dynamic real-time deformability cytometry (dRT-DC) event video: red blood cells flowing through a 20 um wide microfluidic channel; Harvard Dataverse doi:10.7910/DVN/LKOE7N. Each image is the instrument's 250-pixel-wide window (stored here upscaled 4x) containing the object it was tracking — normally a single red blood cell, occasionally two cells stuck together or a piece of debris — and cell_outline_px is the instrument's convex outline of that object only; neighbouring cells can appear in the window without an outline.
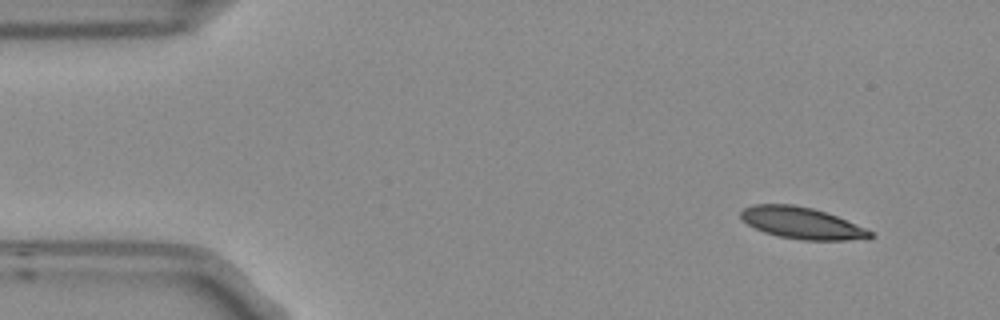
{"species": "Egyptian fruit bat (a non-hibernating species)", "species_latin": "Rousettus aegyptiacus", "temperature_condition": "room temperature", "stored_images_in_passage": 4, "camera_frame_rate_fps": 3000, "um_per_image_px": 0.085, "frame": {"image": 1, "passage_image": 1, "time_ms": 0.0, "image_size_px": [1000, 320], "cell_outline_px": [[876, 236], [844, 240], [800, 240], [780, 236], [764, 232], [748, 224], [740, 216], [740, 212], [744, 208], [752, 204], [792, 204], [812, 208], [836, 216], [864, 228], [872, 232]], "centroid_in_image_um": [68.1, 18.95], "position_along_channel_um": 16.9, "area_um2": 23.41}}
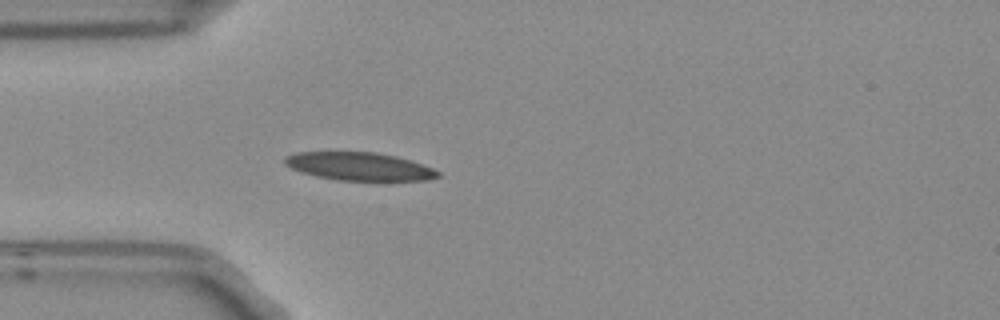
{"frame": {"image": 2, "passage_image": 4, "time_ms": 1.0, "image_size_px": [1000, 320], "cell_outline_px": [[440, 176], [428, 180], [336, 180], [316, 176], [300, 172], [284, 164], [284, 156], [296, 152], [376, 152], [396, 156], [432, 168], [440, 172]], "centroid_in_image_um": [30.49, 14.14], "position_along_channel_um": 54.5, "area_um2": 24.91}}